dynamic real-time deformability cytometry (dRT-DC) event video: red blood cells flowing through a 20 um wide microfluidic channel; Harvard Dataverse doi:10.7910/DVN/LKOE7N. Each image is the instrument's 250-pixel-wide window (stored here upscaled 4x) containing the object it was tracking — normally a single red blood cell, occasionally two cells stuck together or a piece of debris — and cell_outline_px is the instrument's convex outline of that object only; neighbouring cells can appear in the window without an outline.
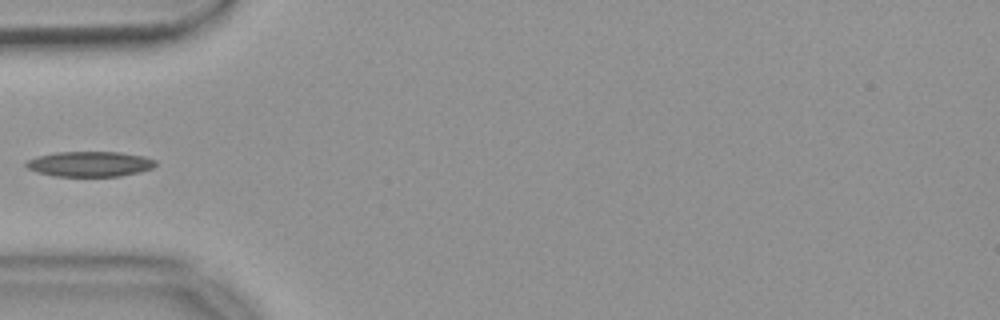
{"species": "common noctule bat (a hibernating species)", "species_latin": "Nyctalus noctula", "temperature_condition": "warm", "stored_images_in_passage": 36, "camera_frame_rate_fps": 3000, "um_per_image_px": 0.085, "animal": {"sex": "female", "body_mass_g": 18.4}, "frame": {"image": 1, "passage_image": 1, "time_ms": 0.0, "image_size_px": [1000, 320], "cell_outline_px": [[156, 164], [152, 168], [140, 172], [120, 176], [52, 176], [36, 172], [28, 168], [24, 164], [28, 160], [36, 156], [56, 152], [120, 152], [144, 156], [156, 160]], "centroid_in_image_um": [7.63, 13.94], "position_along_channel_um": 77.4, "area_um2": 19.13}}